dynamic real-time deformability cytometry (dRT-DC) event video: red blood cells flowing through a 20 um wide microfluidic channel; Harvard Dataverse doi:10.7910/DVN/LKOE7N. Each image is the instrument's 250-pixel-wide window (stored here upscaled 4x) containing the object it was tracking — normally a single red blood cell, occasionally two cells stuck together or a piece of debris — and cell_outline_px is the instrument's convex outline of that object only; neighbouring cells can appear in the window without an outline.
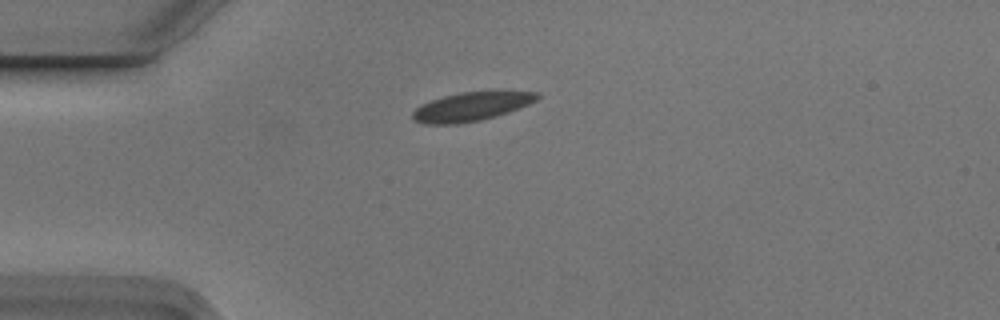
{"species": "Egyptian fruit bat (a non-hibernating species)", "species_latin": "Rousettus aegyptiacus", "temperature_condition": "cold", "stored_images_in_passage": 5, "camera_frame_rate_fps": 3000, "um_per_image_px": 0.085, "animal": {"sex": "male"}, "frame": {"image": 1, "passage_image": 1, "time_ms": 0.0, "image_size_px": [1000, 320], "cell_outline_px": [[540, 96], [536, 100], [528, 104], [508, 112], [496, 116], [480, 120], [456, 124], [424, 124], [416, 120], [412, 116], [412, 112], [420, 104], [444, 96], [460, 92], [540, 92]], "centroid_in_image_um": [40.03, 9.07], "position_along_channel_um": 45.0, "area_um2": 20.52}}
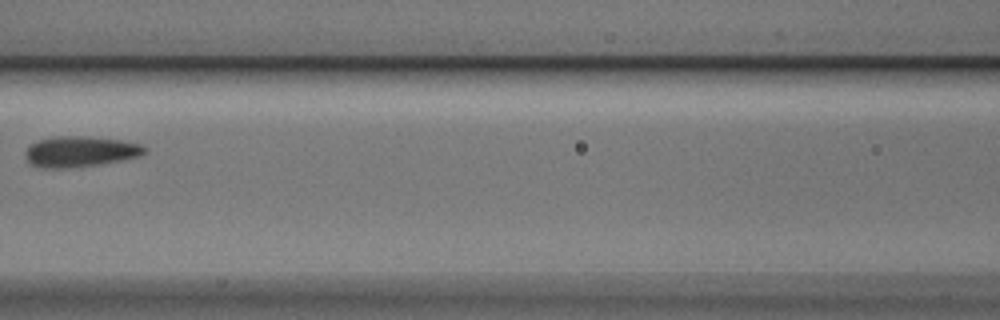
{"frame": {"image": 2, "passage_image": 4, "time_ms": 1.0, "image_size_px": [1000, 320], "cell_outline_px": [[148, 148], [140, 156], [120, 160], [96, 164], [64, 168], [44, 168], [32, 164], [28, 160], [24, 152], [32, 144], [40, 140], [56, 136], [88, 136], [120, 140], [140, 144]], "centroid_in_image_um": [6.83, 12.87], "position_along_channel_um": 159.8, "area_um2": 20.92}}
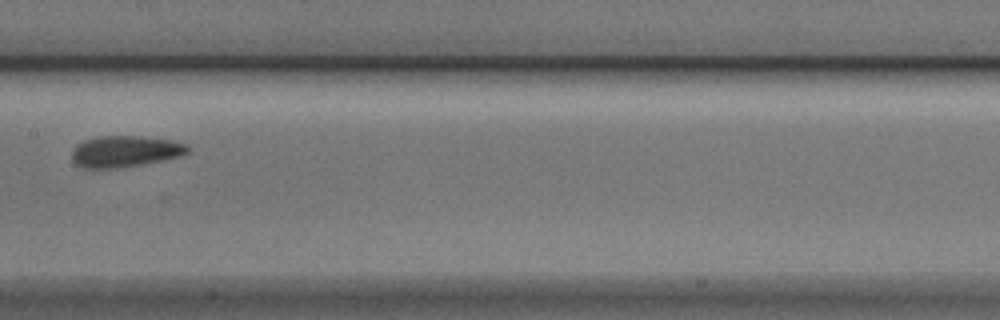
{"frame": {"image": 3, "passage_image": 5, "time_ms": 1.333, "image_size_px": [1000, 320], "cell_outline_px": [[192, 148], [184, 156], [164, 160], [116, 168], [84, 168], [76, 164], [72, 160], [72, 152], [76, 144], [84, 140], [100, 136], [140, 136], [172, 140], [188, 144]], "centroid_in_image_um": [10.68, 12.86], "position_along_channel_um": 196.7, "area_um2": 21.33}}